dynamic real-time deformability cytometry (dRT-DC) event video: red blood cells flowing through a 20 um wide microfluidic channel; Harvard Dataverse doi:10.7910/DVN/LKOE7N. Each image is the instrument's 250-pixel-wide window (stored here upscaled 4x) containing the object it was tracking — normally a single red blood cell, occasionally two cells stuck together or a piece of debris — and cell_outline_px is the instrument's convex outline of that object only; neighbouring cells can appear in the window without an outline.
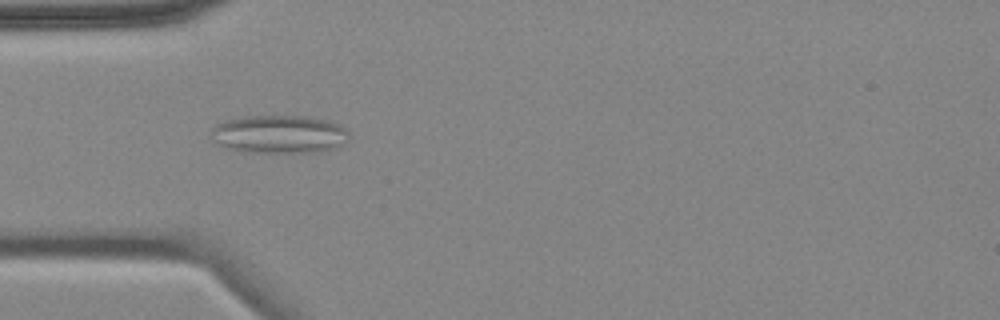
{"species": "common noctule bat (a hibernating species)", "species_latin": "Nyctalus noctula", "temperature_condition": "cold", "stored_images_in_passage": 5, "camera_frame_rate_fps": 3000, "um_per_image_px": 0.085, "animal": {"sex": "female", "body_mass_g": 18.4}, "frame": {"image": 1, "passage_image": 5, "time_ms": 4.667, "image_size_px": [1000, 320], "cell_outline_px": [[348, 140], [336, 148], [316, 152], [240, 152], [224, 148], [216, 144], [212, 140], [212, 128], [216, 124], [224, 120], [244, 116], [304, 116], [328, 120], [340, 124], [348, 132]], "centroid_in_image_um": [23.69, 11.41], "position_along_channel_um": 61.3, "area_um2": 31.04}}